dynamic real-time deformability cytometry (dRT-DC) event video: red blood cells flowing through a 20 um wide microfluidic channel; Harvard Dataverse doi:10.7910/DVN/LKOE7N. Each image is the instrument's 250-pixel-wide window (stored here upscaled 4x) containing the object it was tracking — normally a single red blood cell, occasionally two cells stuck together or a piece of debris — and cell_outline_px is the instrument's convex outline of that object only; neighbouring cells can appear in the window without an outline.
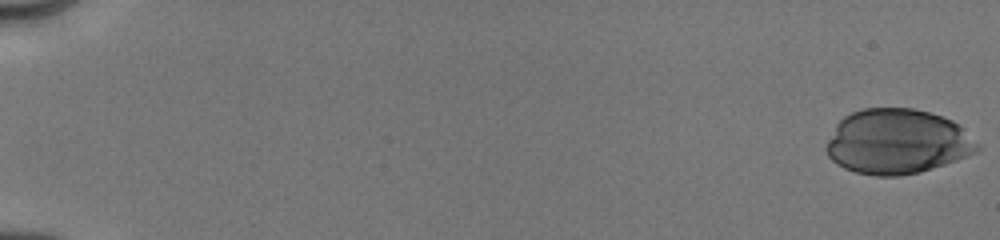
{"species": "human", "species_latin": "Homo sapiens", "temperature_condition": "cold", "stored_images_in_passage": 52, "camera_frame_rate_fps": 3000, "um_per_image_px": 0.085, "donor": {"sex": "male"}, "frame": {"image": 1, "passage_image": 1, "time_ms": 0.0, "image_size_px": [1000, 240], "cell_outline_px": [[980, 148], [976, 152], [968, 156], [920, 172], [900, 176], [876, 176], [856, 172], [844, 168], [836, 164], [828, 156], [828, 140], [836, 124], [844, 116], [852, 112], [864, 108], [912, 108], [928, 112], [952, 120], [980, 144]], "centroid_in_image_um": [76.26, 12.04], "position_along_channel_um": 8.7, "area_um2": 56.82}}
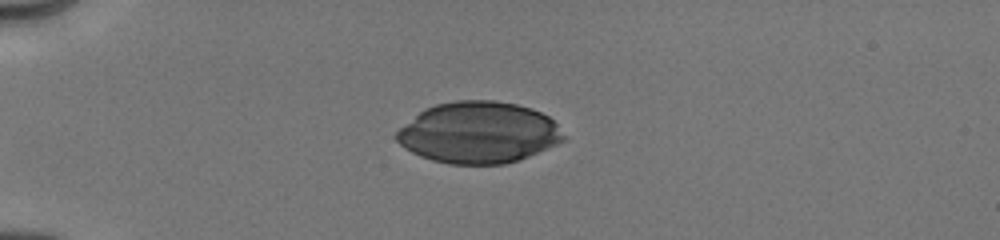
{"frame": {"image": 2, "passage_image": 15, "time_ms": 4.667, "image_size_px": [1000, 240], "cell_outline_px": [[564, 140], [556, 144], [520, 160], [504, 164], [448, 164], [432, 160], [420, 156], [404, 148], [396, 140], [396, 132], [400, 128], [424, 108], [436, 104], [456, 100], [496, 100], [516, 104], [532, 108], [548, 116], [556, 124], [564, 136]], "centroid_in_image_um": [40.66, 11.26], "position_along_channel_um": 44.3, "area_um2": 59.71}}